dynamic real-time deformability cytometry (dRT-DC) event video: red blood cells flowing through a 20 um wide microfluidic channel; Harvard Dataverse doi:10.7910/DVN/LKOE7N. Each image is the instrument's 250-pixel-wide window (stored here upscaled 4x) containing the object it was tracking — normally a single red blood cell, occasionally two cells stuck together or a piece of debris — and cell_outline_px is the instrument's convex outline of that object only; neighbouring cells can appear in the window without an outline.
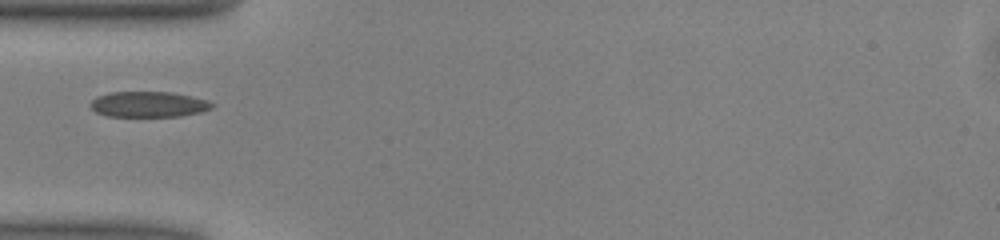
{"species": "common noctule bat (a hibernating species)", "species_latin": "Nyctalus noctula", "temperature_condition": "warm", "stored_images_in_passage": 26, "camera_frame_rate_fps": 3000, "um_per_image_px": 0.085, "animal": {"sex": "male", "body_mass_g": 13.0, "forearm_length_mm": 53.1}, "frame": {"image": 1, "passage_image": 1, "time_ms": 0.0, "image_size_px": [1000, 240], "cell_outline_px": [[216, 104], [212, 108], [200, 112], [180, 116], [108, 116], [96, 112], [88, 104], [96, 96], [108, 92], [172, 92], [192, 96], [208, 100]], "centroid_in_image_um": [12.63, 8.86], "position_along_channel_um": 72.4, "area_um2": 18.26}}
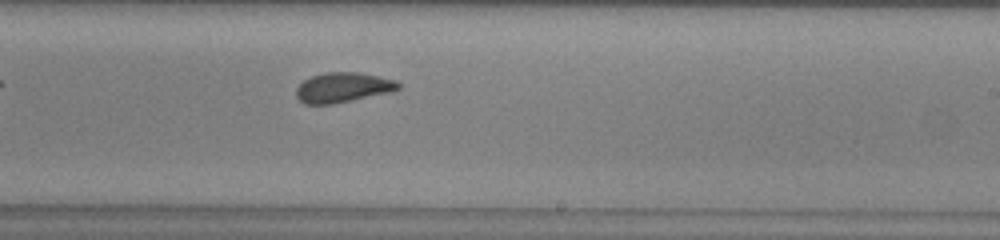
{"frame": {"image": 2, "passage_image": 15, "time_ms": 4.667, "image_size_px": [1000, 240], "cell_outline_px": [[400, 88], [392, 92], [332, 104], [304, 104], [296, 96], [296, 88], [304, 80], [312, 76], [324, 72], [356, 72], [396, 80], [400, 84]], "centroid_in_image_um": [29.14, 7.44], "position_along_channel_um": 259.9, "area_um2": 17.74}}
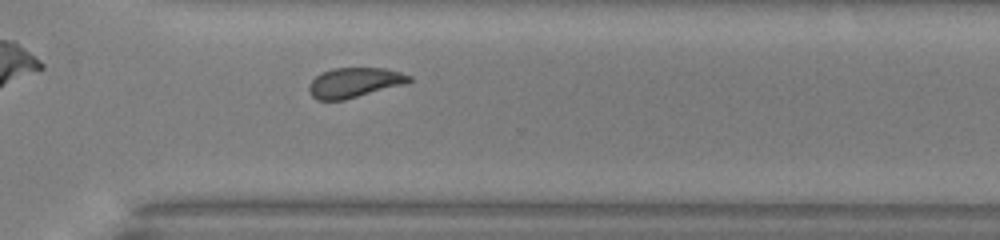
{"frame": {"image": 3, "passage_image": 21, "time_ms": 6.667, "image_size_px": [1000, 240], "cell_outline_px": [[412, 80], [408, 84], [344, 100], [316, 100], [308, 92], [308, 84], [320, 72], [332, 68], [384, 68], [400, 72], [412, 76]], "centroid_in_image_um": [30.13, 7.02], "position_along_channel_um": 340.5, "area_um2": 17.8}}